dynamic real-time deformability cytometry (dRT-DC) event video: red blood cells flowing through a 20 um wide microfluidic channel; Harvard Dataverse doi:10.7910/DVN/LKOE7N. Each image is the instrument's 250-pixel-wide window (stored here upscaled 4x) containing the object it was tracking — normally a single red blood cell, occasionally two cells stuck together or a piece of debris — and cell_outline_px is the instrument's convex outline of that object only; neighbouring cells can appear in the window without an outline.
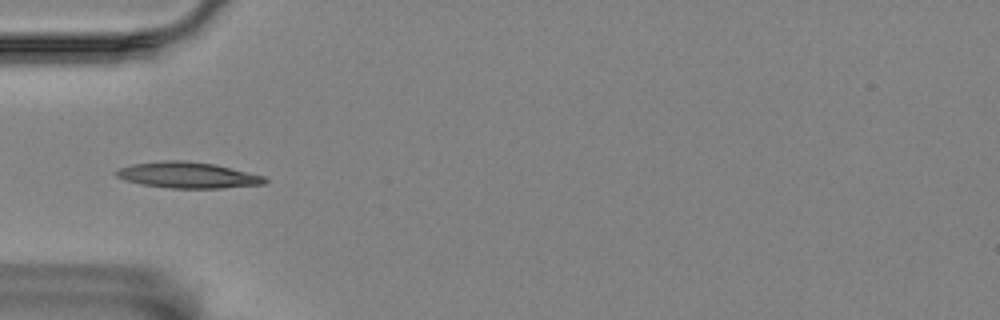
{"species": "Egyptian fruit bat (a non-hibernating species)", "species_latin": "Rousettus aegyptiacus", "temperature_condition": "room temperature", "stored_images_in_passage": 7, "camera_frame_rate_fps": 3000, "um_per_image_px": 0.085, "animal": {"sex": "female"}, "frame": {"image": 1, "passage_image": 1, "time_ms": 0.0, "image_size_px": [1000, 320], "cell_outline_px": [[268, 184], [220, 188], [168, 188], [144, 184], [124, 180], [116, 176], [116, 172], [120, 168], [132, 164], [164, 160], [188, 160], [216, 164], [264, 176], [268, 180]], "centroid_in_image_um": [16.01, 14.88], "position_along_channel_um": 69.0, "area_um2": 22.6}}
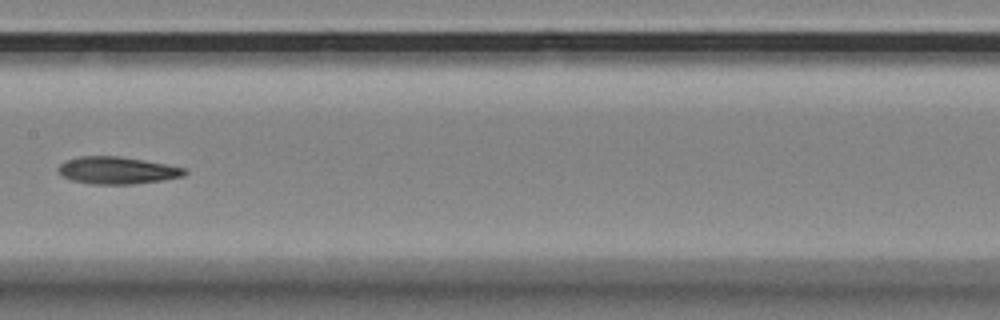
{"frame": {"image": 2, "passage_image": 4, "time_ms": 3.667, "image_size_px": [1000, 320], "cell_outline_px": [[188, 172], [184, 176], [164, 180], [132, 184], [88, 184], [72, 180], [60, 176], [56, 172], [56, 168], [64, 160], [80, 156], [120, 156], [144, 160], [184, 168]], "centroid_in_image_um": [9.89, 14.48], "position_along_channel_um": 197.5, "area_um2": 20.29}}
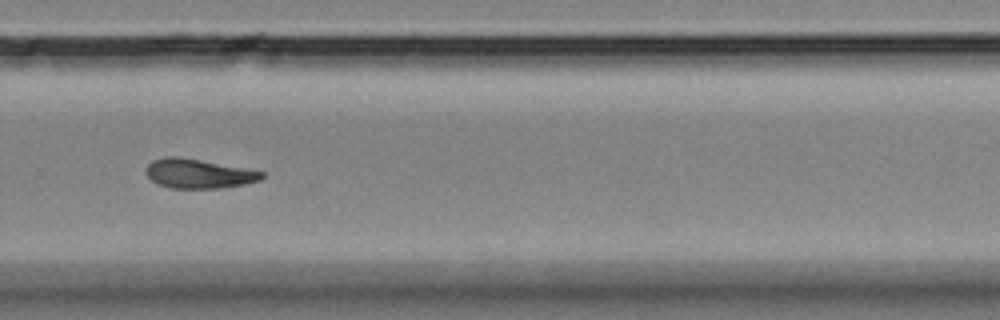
{"frame": {"image": 3, "passage_image": 7, "time_ms": 7.0, "image_size_px": [1000, 320], "cell_outline_px": [[264, 176], [260, 180], [244, 184], [220, 188], [172, 188], [156, 184], [144, 172], [144, 168], [152, 160], [164, 156], [176, 156], [200, 160], [244, 168], [264, 172]], "centroid_in_image_um": [16.81, 14.75], "position_along_channel_um": 313.0, "area_um2": 19.77}}